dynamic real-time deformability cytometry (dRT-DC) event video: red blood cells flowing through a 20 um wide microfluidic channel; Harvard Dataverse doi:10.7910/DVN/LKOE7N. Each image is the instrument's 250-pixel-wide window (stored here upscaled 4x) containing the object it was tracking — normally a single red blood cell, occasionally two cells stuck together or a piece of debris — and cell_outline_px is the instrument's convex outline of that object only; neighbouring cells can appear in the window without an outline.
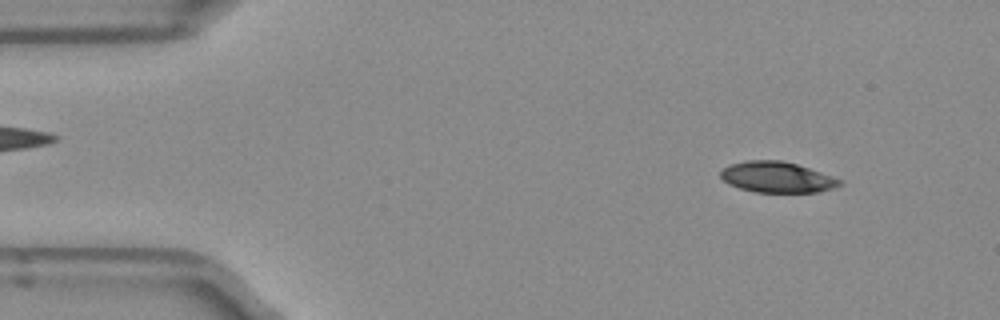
{"species": "Egyptian fruit bat (a non-hibernating species)", "species_latin": "Rousettus aegyptiacus", "temperature_condition": "room temperature", "stored_images_in_passage": 50, "camera_frame_rate_fps": 3000, "um_per_image_px": 0.085, "frame": {"image": 1, "passage_image": 5, "time_ms": 1.333, "image_size_px": [1000, 320], "cell_outline_px": [[844, 184], [820, 192], [756, 192], [740, 188], [728, 184], [720, 176], [720, 172], [724, 168], [732, 164], [748, 160], [780, 160], [796, 164], [820, 172], [840, 180]], "centroid_in_image_um": [66.03, 15.06], "position_along_channel_um": 19.0, "area_um2": 21.1}}
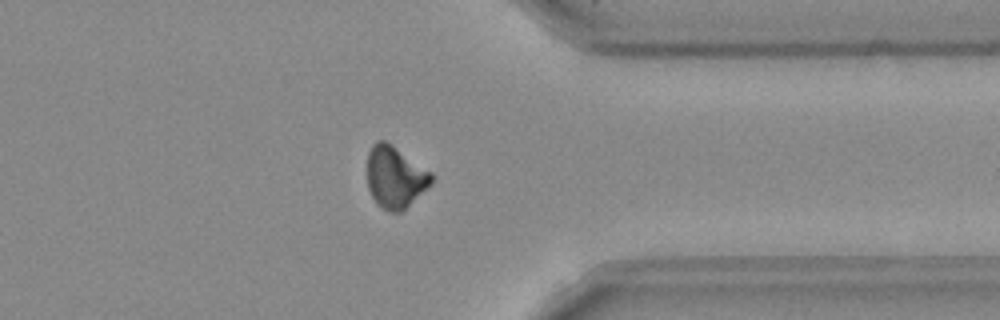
{"frame": {"image": 2, "passage_image": 39, "time_ms": 12.667, "image_size_px": [1000, 320], "cell_outline_px": [[432, 184], [400, 212], [392, 212], [376, 204], [368, 188], [368, 152], [372, 144], [376, 140], [384, 140], [432, 172]], "centroid_in_image_um": [33.58, 15.05], "position_along_channel_um": 377.8, "area_um2": 22.83}}
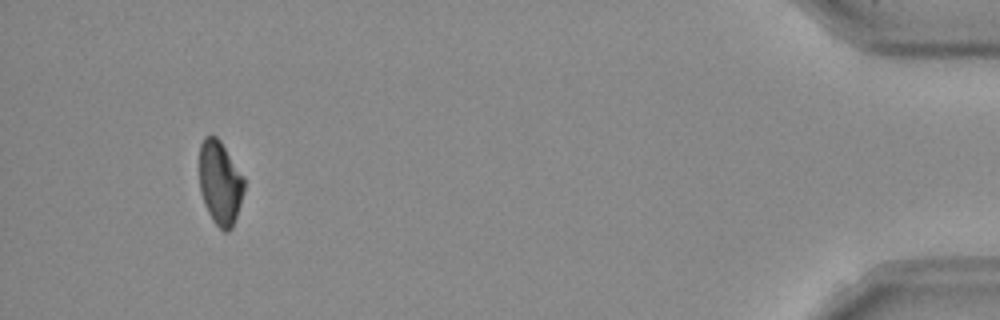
{"frame": {"image": 3, "passage_image": 47, "time_ms": 15.333, "image_size_px": [1000, 320], "cell_outline_px": [[244, 188], [236, 216], [232, 228], [228, 232], [224, 232], [212, 220], [204, 204], [200, 192], [200, 144], [204, 136], [216, 136], [220, 140], [244, 180]], "centroid_in_image_um": [18.67, 15.56], "position_along_channel_um": 416.5, "area_um2": 21.44}, "authors_computed_cell_mechanics": {"area_um2": 22.8599, "velocity_mm_per_s": 3.9525, "shape_relaxation_time_tau1_ms": 4.9962, "shape_relaxation_time_tau2_ms": null, "deformation_change_tau1": 0.1421, "deformation_change_tau2": null}}